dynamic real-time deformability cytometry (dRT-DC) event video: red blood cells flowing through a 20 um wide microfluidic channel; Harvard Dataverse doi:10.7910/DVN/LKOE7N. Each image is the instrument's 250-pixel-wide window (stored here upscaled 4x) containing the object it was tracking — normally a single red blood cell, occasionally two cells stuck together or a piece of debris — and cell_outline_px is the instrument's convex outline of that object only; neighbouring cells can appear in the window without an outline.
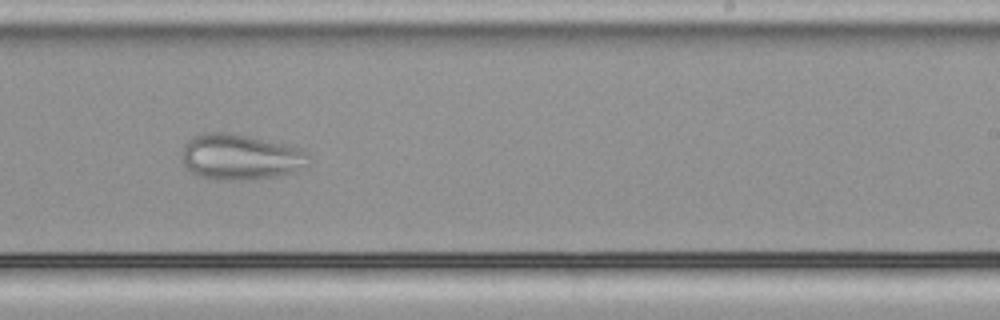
{"species": "common noctule bat (a hibernating species)", "species_latin": "Nyctalus noctula", "temperature_condition": "cold", "stored_images_in_passage": 48, "camera_frame_rate_fps": 3000, "um_per_image_px": 0.085, "animal": {"sex": "male", "body_mass_g": 21.5, "forearm_length_mm": 52.0}, "frame": {"image": 1, "passage_image": 28, "time_ms": 9.0, "image_size_px": [1000, 320], "cell_outline_px": [[308, 164], [304, 168], [292, 172], [276, 176], [244, 180], [216, 180], [200, 176], [188, 172], [184, 168], [180, 160], [184, 144], [192, 136], [200, 132], [228, 132], [292, 144], [308, 152]], "centroid_in_image_um": [20.4, 13.33], "position_along_channel_um": 268.6, "area_um2": 34.68}}